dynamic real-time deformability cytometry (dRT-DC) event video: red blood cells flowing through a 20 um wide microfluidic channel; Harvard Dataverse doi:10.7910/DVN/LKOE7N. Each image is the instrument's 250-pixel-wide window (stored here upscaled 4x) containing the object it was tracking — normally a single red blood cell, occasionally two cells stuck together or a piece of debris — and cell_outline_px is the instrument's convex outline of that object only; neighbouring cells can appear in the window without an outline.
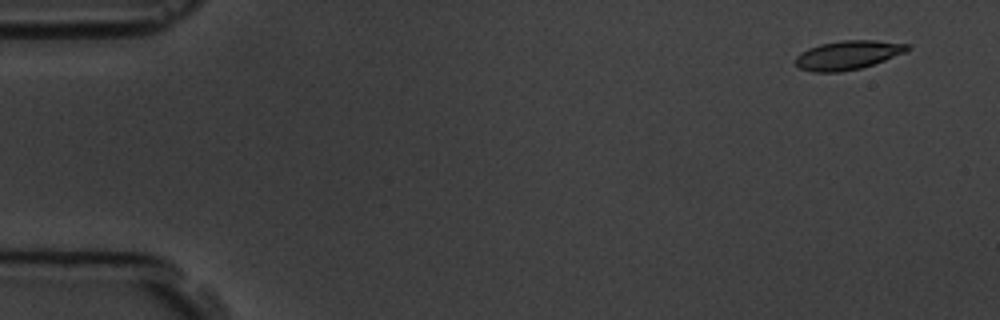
{"species": "common noctule bat (a hibernating species)", "species_latin": "Nyctalus noctula", "temperature_condition": "room temperature", "stored_images_in_passage": 6, "camera_frame_rate_fps": 3000, "um_per_image_px": 0.085, "animal": {"sex": "male", "body_mass_g": 19.5, "forearm_length_mm": 54.6}, "frame": {"image": 1, "passage_image": 1, "time_ms": 0.0, "image_size_px": [1000, 320], "cell_outline_px": [[908, 48], [904, 52], [884, 60], [860, 68], [840, 72], [812, 72], [800, 68], [796, 64], [796, 56], [800, 52], [808, 48], [820, 44], [844, 40], [876, 40], [908, 44]], "centroid_in_image_um": [72.01, 4.68], "position_along_channel_um": 13.0, "area_um2": 18.61}}
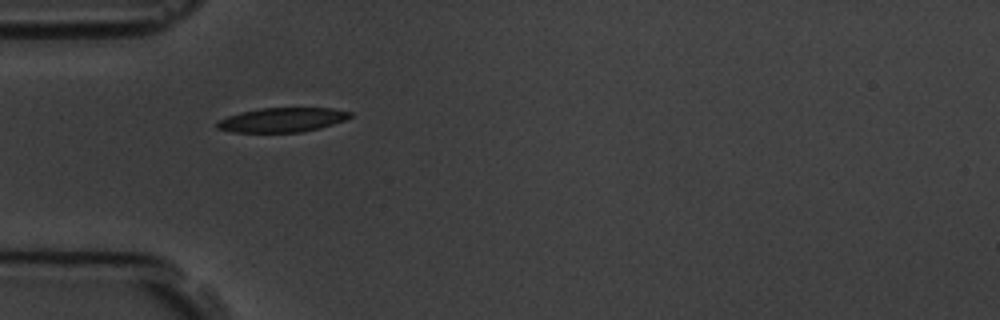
{"frame": {"image": 2, "passage_image": 5, "time_ms": 4.667, "image_size_px": [1000, 320], "cell_outline_px": [[352, 116], [344, 120], [320, 128], [304, 132], [232, 132], [216, 128], [216, 124], [220, 120], [228, 116], [240, 112], [260, 108], [332, 108], [352, 112]], "centroid_in_image_um": [23.99, 10.19], "position_along_channel_um": 61.0, "area_um2": 18.84}}
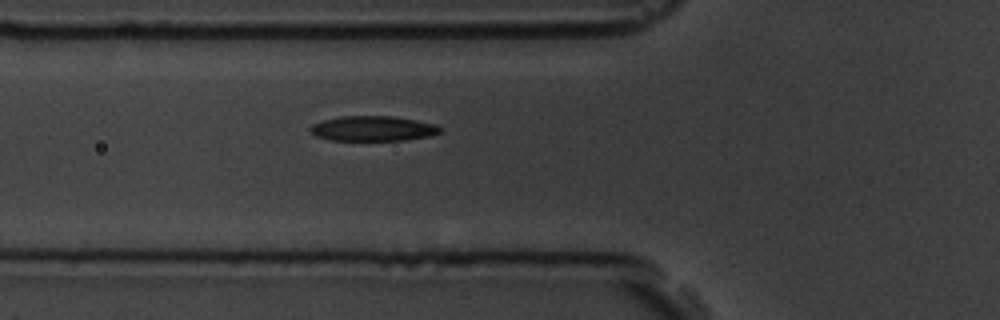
{"frame": {"image": 3, "passage_image": 6, "time_ms": 5.667, "image_size_px": [1000, 320], "cell_outline_px": [[444, 128], [440, 132], [428, 136], [404, 140], [332, 140], [316, 136], [308, 128], [312, 124], [324, 120], [340, 116], [392, 116], [416, 120], [436, 124]], "centroid_in_image_um": [31.71, 10.92], "position_along_channel_um": 94.1, "area_um2": 18.9}}